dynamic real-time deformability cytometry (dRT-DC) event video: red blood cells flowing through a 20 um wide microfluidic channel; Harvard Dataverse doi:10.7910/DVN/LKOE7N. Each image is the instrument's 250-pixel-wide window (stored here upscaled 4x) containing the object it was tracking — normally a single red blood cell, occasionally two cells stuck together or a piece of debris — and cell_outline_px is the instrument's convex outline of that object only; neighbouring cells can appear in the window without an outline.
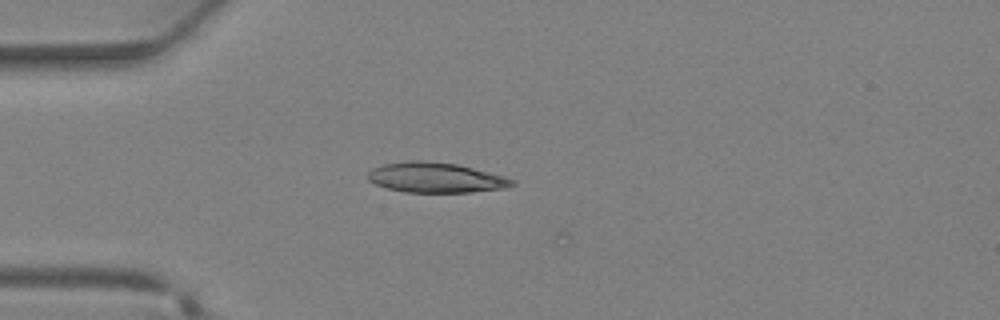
{"species": "Egyptian fruit bat (a non-hibernating species)", "species_latin": "Rousettus aegyptiacus", "temperature_condition": "warm", "stored_images_in_passage": 2, "camera_frame_rate_fps": 3000, "um_per_image_px": 0.085, "animal": {"sex": "female"}, "frame": {"image": 1, "passage_image": 1, "time_ms": 0.0, "image_size_px": [1000, 320], "cell_outline_px": [[516, 184], [504, 188], [472, 192], [404, 192], [388, 188], [376, 184], [368, 180], [368, 172], [372, 168], [384, 164], [412, 160], [424, 160], [456, 164], [504, 176], [516, 180]], "centroid_in_image_um": [37.04, 15.09], "position_along_channel_um": 48.0, "area_um2": 25.2}}